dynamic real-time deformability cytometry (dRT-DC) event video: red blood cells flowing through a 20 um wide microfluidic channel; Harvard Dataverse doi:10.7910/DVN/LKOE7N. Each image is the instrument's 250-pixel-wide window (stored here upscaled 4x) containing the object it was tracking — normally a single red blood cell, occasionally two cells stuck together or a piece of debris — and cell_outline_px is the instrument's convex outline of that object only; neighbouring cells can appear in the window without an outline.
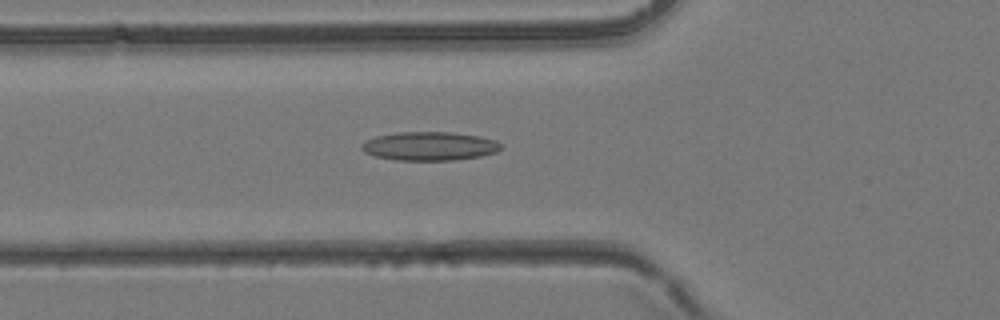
{"species": "common noctule bat (a hibernating species)", "species_latin": "Nyctalus noctula", "temperature_condition": "room temperature", "stored_images_in_passage": 43, "camera_frame_rate_fps": 3000, "um_per_image_px": 0.085, "animal": {"sex": "female", "body_mass_g": 24.6, "forearm_length_mm": 56.2}, "frame": {"image": 1, "passage_image": 16, "time_ms": 5.0, "image_size_px": [1000, 320], "cell_outline_px": [[500, 148], [496, 152], [480, 156], [452, 160], [396, 160], [376, 156], [364, 152], [360, 148], [360, 144], [376, 136], [396, 132], [452, 132], [480, 136], [496, 140], [500, 144]], "centroid_in_image_um": [36.49, 12.41], "position_along_channel_um": 89.3, "area_um2": 23.24}}
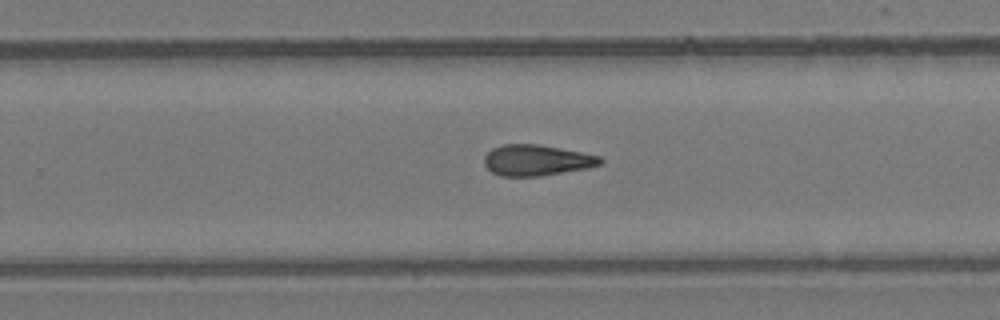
{"frame": {"image": 2, "passage_image": 28, "time_ms": 9.0, "image_size_px": [1000, 320], "cell_outline_px": [[604, 160], [600, 164], [588, 168], [540, 176], [500, 176], [492, 172], [484, 164], [484, 156], [492, 148], [504, 144], [536, 144], [560, 148], [600, 156]], "centroid_in_image_um": [45.6, 13.62], "position_along_channel_um": 284.2, "area_um2": 20.81}}
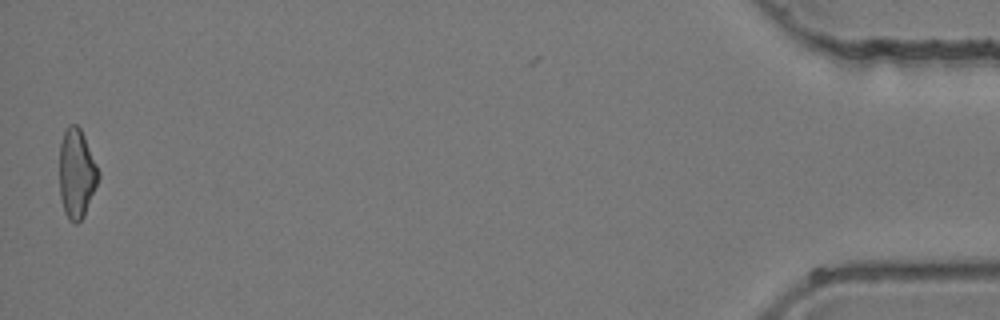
{"frame": {"image": 3, "passage_image": 43, "time_ms": 14.0, "image_size_px": [1000, 320], "cell_outline_px": [[100, 176], [84, 216], [76, 224], [68, 220], [64, 212], [60, 196], [60, 144], [64, 128], [68, 124], [76, 124], [80, 128], [84, 136], [100, 172]], "centroid_in_image_um": [6.5, 14.74], "position_along_channel_um": 428.7, "area_um2": 20.35}}